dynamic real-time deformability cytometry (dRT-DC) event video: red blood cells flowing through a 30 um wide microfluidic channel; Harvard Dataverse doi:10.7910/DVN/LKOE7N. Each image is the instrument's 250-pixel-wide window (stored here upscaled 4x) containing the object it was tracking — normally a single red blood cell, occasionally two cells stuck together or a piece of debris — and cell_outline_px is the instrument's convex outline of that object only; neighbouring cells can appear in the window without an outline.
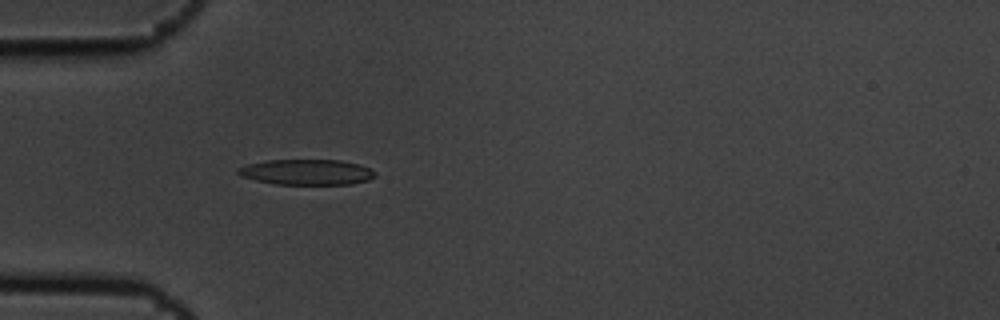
{"species": "common noctule bat (a hibernating species)", "species_latin": "Nyctalus noctula", "temperature_condition": "cold", "stored_images_in_passage": 5, "camera_frame_rate_fps": 3000, "um_per_image_px": 0.085, "animal": {"sex": "male", "body_mass_g": 19.5, "forearm_length_mm": 54.6}, "frame": {"image": 1, "passage_image": 5, "time_ms": 1.333, "image_size_px": [1000, 320], "cell_outline_px": [[376, 176], [368, 180], [352, 184], [276, 184], [256, 180], [240, 176], [236, 172], [236, 168], [248, 164], [268, 160], [340, 160], [360, 164], [376, 172]], "centroid_in_image_um": [26.06, 14.62], "position_along_channel_um": 58.9, "area_um2": 20.4}}